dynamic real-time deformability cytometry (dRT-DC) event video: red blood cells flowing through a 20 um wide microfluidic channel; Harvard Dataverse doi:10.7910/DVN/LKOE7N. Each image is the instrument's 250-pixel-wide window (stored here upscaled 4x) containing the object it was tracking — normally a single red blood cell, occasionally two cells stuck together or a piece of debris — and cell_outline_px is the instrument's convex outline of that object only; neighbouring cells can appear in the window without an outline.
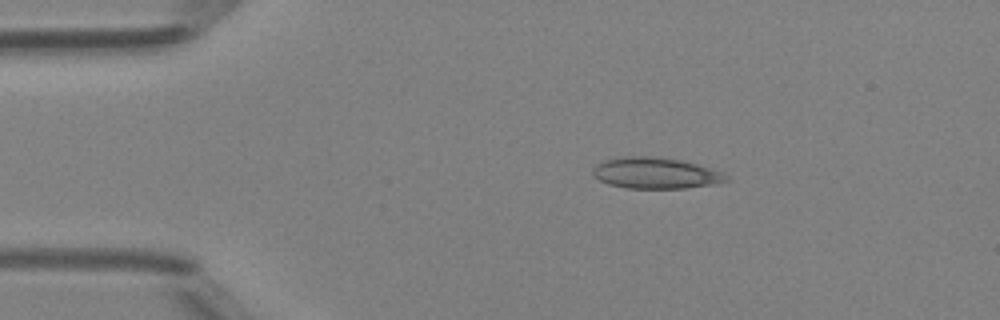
{"species": "Egyptian fruit bat (a non-hibernating species)", "species_latin": "Rousettus aegyptiacus", "temperature_condition": "room temperature", "stored_images_in_passage": 40, "camera_frame_rate_fps": 3000, "um_per_image_px": 0.085, "animal": {"sex": "female"}, "frame": {"image": 1, "passage_image": 1, "time_ms": 0.0, "image_size_px": [1000, 320], "cell_outline_px": [[732, 180], [720, 184], [684, 188], [628, 188], [608, 184], [592, 176], [592, 168], [596, 164], [604, 160], [624, 156], [652, 156], [680, 160], [696, 164], [724, 172]], "centroid_in_image_um": [55.76, 14.72], "position_along_channel_um": 29.2, "area_um2": 24.51}}
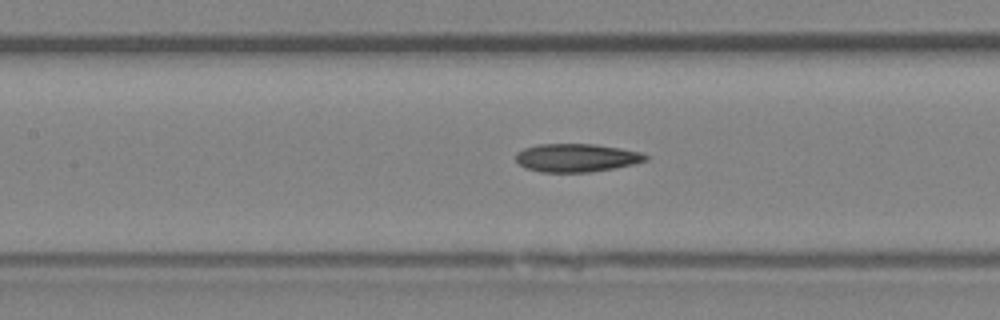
{"frame": {"image": 2, "passage_image": 14, "time_ms": 4.333, "image_size_px": [1000, 320], "cell_outline_px": [[648, 160], [632, 164], [612, 168], [588, 172], [540, 172], [524, 168], [516, 160], [516, 152], [524, 148], [540, 144], [592, 144], [620, 148], [640, 152], [648, 156]], "centroid_in_image_um": [48.96, 13.41], "position_along_channel_um": 158.4, "area_um2": 21.21}}
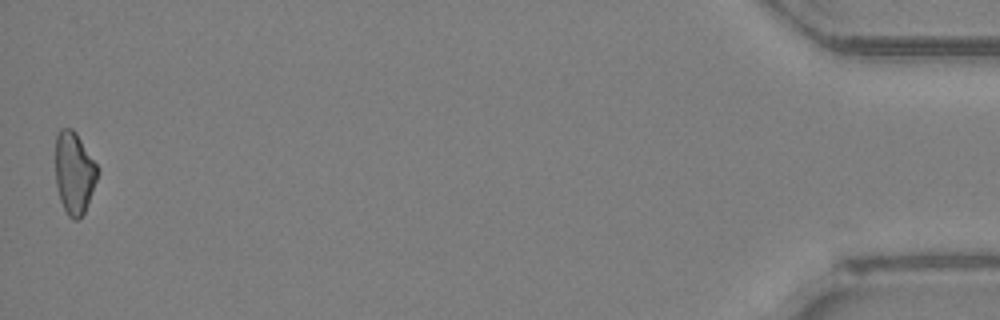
{"frame": {"image": 3, "passage_image": 40, "time_ms": 13.0, "image_size_px": [1000, 320], "cell_outline_px": [[100, 172], [84, 212], [76, 220], [72, 220], [68, 216], [60, 200], [56, 184], [56, 136], [60, 128], [72, 128], [76, 132], [100, 168]], "centroid_in_image_um": [6.32, 14.67], "position_along_channel_um": 428.9, "area_um2": 20.23}, "authors_computed_cell_mechanics": {"area_um2": 21.097, "velocity_mm_per_s": 4.2333, "shape_relaxation_time_tau1_ms": null, "shape_relaxation_time_tau2_ms": 8.0468, "deformation_change_tau1": null, "deformation_change_tau2": 0.2007}}